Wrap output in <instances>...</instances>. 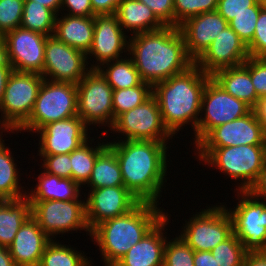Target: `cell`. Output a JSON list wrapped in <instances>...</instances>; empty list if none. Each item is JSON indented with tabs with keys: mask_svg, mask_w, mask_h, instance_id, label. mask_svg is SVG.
<instances>
[{
	"mask_svg": "<svg viewBox=\"0 0 266 266\" xmlns=\"http://www.w3.org/2000/svg\"><path fill=\"white\" fill-rule=\"evenodd\" d=\"M211 78L194 63L186 71L152 86L163 124L174 137L185 124L191 123L195 134L203 91Z\"/></svg>",
	"mask_w": 266,
	"mask_h": 266,
	"instance_id": "3957f363",
	"label": "cell"
},
{
	"mask_svg": "<svg viewBox=\"0 0 266 266\" xmlns=\"http://www.w3.org/2000/svg\"><path fill=\"white\" fill-rule=\"evenodd\" d=\"M151 95L152 86L146 82L131 88L113 90L114 121L120 114L141 105Z\"/></svg>",
	"mask_w": 266,
	"mask_h": 266,
	"instance_id": "e575fe53",
	"label": "cell"
},
{
	"mask_svg": "<svg viewBox=\"0 0 266 266\" xmlns=\"http://www.w3.org/2000/svg\"><path fill=\"white\" fill-rule=\"evenodd\" d=\"M236 193V206L232 209L227 207L233 222V233L247 253L266 251V202L249 191Z\"/></svg>",
	"mask_w": 266,
	"mask_h": 266,
	"instance_id": "30bf717a",
	"label": "cell"
},
{
	"mask_svg": "<svg viewBox=\"0 0 266 266\" xmlns=\"http://www.w3.org/2000/svg\"><path fill=\"white\" fill-rule=\"evenodd\" d=\"M211 253L219 266H243L247 254L234 233L213 248Z\"/></svg>",
	"mask_w": 266,
	"mask_h": 266,
	"instance_id": "d590c367",
	"label": "cell"
},
{
	"mask_svg": "<svg viewBox=\"0 0 266 266\" xmlns=\"http://www.w3.org/2000/svg\"><path fill=\"white\" fill-rule=\"evenodd\" d=\"M167 144L123 139L108 143L117 157L124 186L141 202L160 204L158 199L167 181Z\"/></svg>",
	"mask_w": 266,
	"mask_h": 266,
	"instance_id": "6da1fadb",
	"label": "cell"
},
{
	"mask_svg": "<svg viewBox=\"0 0 266 266\" xmlns=\"http://www.w3.org/2000/svg\"><path fill=\"white\" fill-rule=\"evenodd\" d=\"M12 72L13 68L11 66H0V103L3 99L8 78Z\"/></svg>",
	"mask_w": 266,
	"mask_h": 266,
	"instance_id": "816d5d0a",
	"label": "cell"
},
{
	"mask_svg": "<svg viewBox=\"0 0 266 266\" xmlns=\"http://www.w3.org/2000/svg\"><path fill=\"white\" fill-rule=\"evenodd\" d=\"M200 161H204L205 166L218 168L230 179L240 181L236 191H248L266 162V145L212 147Z\"/></svg>",
	"mask_w": 266,
	"mask_h": 266,
	"instance_id": "5b68a950",
	"label": "cell"
},
{
	"mask_svg": "<svg viewBox=\"0 0 266 266\" xmlns=\"http://www.w3.org/2000/svg\"><path fill=\"white\" fill-rule=\"evenodd\" d=\"M3 38L13 71L43 74L46 35L17 27Z\"/></svg>",
	"mask_w": 266,
	"mask_h": 266,
	"instance_id": "2e32d148",
	"label": "cell"
},
{
	"mask_svg": "<svg viewBox=\"0 0 266 266\" xmlns=\"http://www.w3.org/2000/svg\"><path fill=\"white\" fill-rule=\"evenodd\" d=\"M77 116V84L44 79L29 119L17 130L37 133L48 123Z\"/></svg>",
	"mask_w": 266,
	"mask_h": 266,
	"instance_id": "52a82bcc",
	"label": "cell"
},
{
	"mask_svg": "<svg viewBox=\"0 0 266 266\" xmlns=\"http://www.w3.org/2000/svg\"><path fill=\"white\" fill-rule=\"evenodd\" d=\"M249 57L246 44L228 26L194 63L212 76L217 70L242 65Z\"/></svg>",
	"mask_w": 266,
	"mask_h": 266,
	"instance_id": "ffe728a7",
	"label": "cell"
},
{
	"mask_svg": "<svg viewBox=\"0 0 266 266\" xmlns=\"http://www.w3.org/2000/svg\"><path fill=\"white\" fill-rule=\"evenodd\" d=\"M243 65L249 70L257 95L266 97V58L249 57Z\"/></svg>",
	"mask_w": 266,
	"mask_h": 266,
	"instance_id": "7bdbcfd3",
	"label": "cell"
},
{
	"mask_svg": "<svg viewBox=\"0 0 266 266\" xmlns=\"http://www.w3.org/2000/svg\"><path fill=\"white\" fill-rule=\"evenodd\" d=\"M52 239L29 217L8 247L15 266H39L45 247Z\"/></svg>",
	"mask_w": 266,
	"mask_h": 266,
	"instance_id": "603a6c76",
	"label": "cell"
},
{
	"mask_svg": "<svg viewBox=\"0 0 266 266\" xmlns=\"http://www.w3.org/2000/svg\"><path fill=\"white\" fill-rule=\"evenodd\" d=\"M53 35L70 47L87 55L94 36V17L64 15L56 17Z\"/></svg>",
	"mask_w": 266,
	"mask_h": 266,
	"instance_id": "cb8c5ba5",
	"label": "cell"
},
{
	"mask_svg": "<svg viewBox=\"0 0 266 266\" xmlns=\"http://www.w3.org/2000/svg\"><path fill=\"white\" fill-rule=\"evenodd\" d=\"M165 215L157 204L140 202L128 213L95 226L90 237L99 246L103 265L114 266Z\"/></svg>",
	"mask_w": 266,
	"mask_h": 266,
	"instance_id": "277c9868",
	"label": "cell"
},
{
	"mask_svg": "<svg viewBox=\"0 0 266 266\" xmlns=\"http://www.w3.org/2000/svg\"><path fill=\"white\" fill-rule=\"evenodd\" d=\"M25 0H0V36L20 27Z\"/></svg>",
	"mask_w": 266,
	"mask_h": 266,
	"instance_id": "ab89813d",
	"label": "cell"
},
{
	"mask_svg": "<svg viewBox=\"0 0 266 266\" xmlns=\"http://www.w3.org/2000/svg\"><path fill=\"white\" fill-rule=\"evenodd\" d=\"M122 0H91L94 15H114Z\"/></svg>",
	"mask_w": 266,
	"mask_h": 266,
	"instance_id": "7dc6e473",
	"label": "cell"
},
{
	"mask_svg": "<svg viewBox=\"0 0 266 266\" xmlns=\"http://www.w3.org/2000/svg\"><path fill=\"white\" fill-rule=\"evenodd\" d=\"M85 197L86 220L90 230L101 222L124 215L141 201L125 186L90 189Z\"/></svg>",
	"mask_w": 266,
	"mask_h": 266,
	"instance_id": "e0dca14e",
	"label": "cell"
},
{
	"mask_svg": "<svg viewBox=\"0 0 266 266\" xmlns=\"http://www.w3.org/2000/svg\"><path fill=\"white\" fill-rule=\"evenodd\" d=\"M89 128L78 117L48 123L37 131L40 136L38 155L68 154L89 138Z\"/></svg>",
	"mask_w": 266,
	"mask_h": 266,
	"instance_id": "ac0fdd59",
	"label": "cell"
},
{
	"mask_svg": "<svg viewBox=\"0 0 266 266\" xmlns=\"http://www.w3.org/2000/svg\"><path fill=\"white\" fill-rule=\"evenodd\" d=\"M228 26V22L215 10L188 18L178 27L187 54L195 62Z\"/></svg>",
	"mask_w": 266,
	"mask_h": 266,
	"instance_id": "44dd1931",
	"label": "cell"
},
{
	"mask_svg": "<svg viewBox=\"0 0 266 266\" xmlns=\"http://www.w3.org/2000/svg\"><path fill=\"white\" fill-rule=\"evenodd\" d=\"M266 145L263 124L252 109L245 116L211 129L196 145L200 160L212 147Z\"/></svg>",
	"mask_w": 266,
	"mask_h": 266,
	"instance_id": "5bb4252c",
	"label": "cell"
},
{
	"mask_svg": "<svg viewBox=\"0 0 266 266\" xmlns=\"http://www.w3.org/2000/svg\"><path fill=\"white\" fill-rule=\"evenodd\" d=\"M110 130L125 136L124 140L168 143L173 137L163 124L159 105L153 95L141 105L120 114Z\"/></svg>",
	"mask_w": 266,
	"mask_h": 266,
	"instance_id": "4fadbf2b",
	"label": "cell"
},
{
	"mask_svg": "<svg viewBox=\"0 0 266 266\" xmlns=\"http://www.w3.org/2000/svg\"><path fill=\"white\" fill-rule=\"evenodd\" d=\"M263 139L264 143L266 144V122L263 124Z\"/></svg>",
	"mask_w": 266,
	"mask_h": 266,
	"instance_id": "6f0895ef",
	"label": "cell"
},
{
	"mask_svg": "<svg viewBox=\"0 0 266 266\" xmlns=\"http://www.w3.org/2000/svg\"><path fill=\"white\" fill-rule=\"evenodd\" d=\"M128 53L143 82L151 86L186 71L194 64L179 27L165 26L131 35Z\"/></svg>",
	"mask_w": 266,
	"mask_h": 266,
	"instance_id": "7a4b0ae2",
	"label": "cell"
},
{
	"mask_svg": "<svg viewBox=\"0 0 266 266\" xmlns=\"http://www.w3.org/2000/svg\"><path fill=\"white\" fill-rule=\"evenodd\" d=\"M30 203L31 217L52 240H56L58 234L75 230H84L91 235L86 220L85 200H46Z\"/></svg>",
	"mask_w": 266,
	"mask_h": 266,
	"instance_id": "7c38bea8",
	"label": "cell"
},
{
	"mask_svg": "<svg viewBox=\"0 0 266 266\" xmlns=\"http://www.w3.org/2000/svg\"><path fill=\"white\" fill-rule=\"evenodd\" d=\"M87 185L90 189L124 186L117 157L108 145L98 154Z\"/></svg>",
	"mask_w": 266,
	"mask_h": 266,
	"instance_id": "f546056e",
	"label": "cell"
},
{
	"mask_svg": "<svg viewBox=\"0 0 266 266\" xmlns=\"http://www.w3.org/2000/svg\"><path fill=\"white\" fill-rule=\"evenodd\" d=\"M115 15L121 28L130 31L132 33L130 35L156 31L165 27L153 11L139 0H122Z\"/></svg>",
	"mask_w": 266,
	"mask_h": 266,
	"instance_id": "d4e9b609",
	"label": "cell"
},
{
	"mask_svg": "<svg viewBox=\"0 0 266 266\" xmlns=\"http://www.w3.org/2000/svg\"><path fill=\"white\" fill-rule=\"evenodd\" d=\"M243 266H266V251L247 253Z\"/></svg>",
	"mask_w": 266,
	"mask_h": 266,
	"instance_id": "f907efd6",
	"label": "cell"
},
{
	"mask_svg": "<svg viewBox=\"0 0 266 266\" xmlns=\"http://www.w3.org/2000/svg\"><path fill=\"white\" fill-rule=\"evenodd\" d=\"M169 220L167 212L114 266H163L167 242V234L165 236L164 232Z\"/></svg>",
	"mask_w": 266,
	"mask_h": 266,
	"instance_id": "7402d4cb",
	"label": "cell"
},
{
	"mask_svg": "<svg viewBox=\"0 0 266 266\" xmlns=\"http://www.w3.org/2000/svg\"><path fill=\"white\" fill-rule=\"evenodd\" d=\"M253 110L257 118L264 124L266 122V97L261 98Z\"/></svg>",
	"mask_w": 266,
	"mask_h": 266,
	"instance_id": "f5cc1de1",
	"label": "cell"
},
{
	"mask_svg": "<svg viewBox=\"0 0 266 266\" xmlns=\"http://www.w3.org/2000/svg\"><path fill=\"white\" fill-rule=\"evenodd\" d=\"M88 65L85 53L61 42L54 35L47 36L42 74L44 79L77 84L90 71Z\"/></svg>",
	"mask_w": 266,
	"mask_h": 266,
	"instance_id": "9a60e30c",
	"label": "cell"
},
{
	"mask_svg": "<svg viewBox=\"0 0 266 266\" xmlns=\"http://www.w3.org/2000/svg\"><path fill=\"white\" fill-rule=\"evenodd\" d=\"M146 4L165 26H174L173 0H139Z\"/></svg>",
	"mask_w": 266,
	"mask_h": 266,
	"instance_id": "f6af8a7d",
	"label": "cell"
},
{
	"mask_svg": "<svg viewBox=\"0 0 266 266\" xmlns=\"http://www.w3.org/2000/svg\"><path fill=\"white\" fill-rule=\"evenodd\" d=\"M113 88L97 69L90 71L77 83V116L90 125H105L109 129L114 124ZM101 124V126H100Z\"/></svg>",
	"mask_w": 266,
	"mask_h": 266,
	"instance_id": "ba28073f",
	"label": "cell"
},
{
	"mask_svg": "<svg viewBox=\"0 0 266 266\" xmlns=\"http://www.w3.org/2000/svg\"><path fill=\"white\" fill-rule=\"evenodd\" d=\"M248 53L253 58H266V8L258 16L252 41L247 45Z\"/></svg>",
	"mask_w": 266,
	"mask_h": 266,
	"instance_id": "b9f144b4",
	"label": "cell"
},
{
	"mask_svg": "<svg viewBox=\"0 0 266 266\" xmlns=\"http://www.w3.org/2000/svg\"><path fill=\"white\" fill-rule=\"evenodd\" d=\"M3 132L0 133V196L4 200H17L26 197L25 187L21 186L20 174L15 158L11 155L9 146H5L2 139ZM19 174V175H18ZM25 190V191H24Z\"/></svg>",
	"mask_w": 266,
	"mask_h": 266,
	"instance_id": "f1b7e54d",
	"label": "cell"
},
{
	"mask_svg": "<svg viewBox=\"0 0 266 266\" xmlns=\"http://www.w3.org/2000/svg\"><path fill=\"white\" fill-rule=\"evenodd\" d=\"M254 197L266 201V162L257 181L248 190Z\"/></svg>",
	"mask_w": 266,
	"mask_h": 266,
	"instance_id": "c3c4849f",
	"label": "cell"
},
{
	"mask_svg": "<svg viewBox=\"0 0 266 266\" xmlns=\"http://www.w3.org/2000/svg\"><path fill=\"white\" fill-rule=\"evenodd\" d=\"M174 27H178L188 18L204 12L215 11L218 0H173Z\"/></svg>",
	"mask_w": 266,
	"mask_h": 266,
	"instance_id": "f35d334b",
	"label": "cell"
},
{
	"mask_svg": "<svg viewBox=\"0 0 266 266\" xmlns=\"http://www.w3.org/2000/svg\"><path fill=\"white\" fill-rule=\"evenodd\" d=\"M3 201H4V199L0 196V203L3 202Z\"/></svg>",
	"mask_w": 266,
	"mask_h": 266,
	"instance_id": "91938a15",
	"label": "cell"
},
{
	"mask_svg": "<svg viewBox=\"0 0 266 266\" xmlns=\"http://www.w3.org/2000/svg\"><path fill=\"white\" fill-rule=\"evenodd\" d=\"M35 189H28L26 198L29 201H70L81 199V187L72 179L61 178L47 172H40ZM29 190H31L29 192ZM80 197V198H79ZM79 198V199H78Z\"/></svg>",
	"mask_w": 266,
	"mask_h": 266,
	"instance_id": "484cf974",
	"label": "cell"
},
{
	"mask_svg": "<svg viewBox=\"0 0 266 266\" xmlns=\"http://www.w3.org/2000/svg\"><path fill=\"white\" fill-rule=\"evenodd\" d=\"M194 250L176 235L170 241L167 239L164 249L163 266H194Z\"/></svg>",
	"mask_w": 266,
	"mask_h": 266,
	"instance_id": "74e56055",
	"label": "cell"
},
{
	"mask_svg": "<svg viewBox=\"0 0 266 266\" xmlns=\"http://www.w3.org/2000/svg\"><path fill=\"white\" fill-rule=\"evenodd\" d=\"M186 220L181 238L194 251H211L233 233L232 218L225 204L206 206Z\"/></svg>",
	"mask_w": 266,
	"mask_h": 266,
	"instance_id": "9c48e42d",
	"label": "cell"
},
{
	"mask_svg": "<svg viewBox=\"0 0 266 266\" xmlns=\"http://www.w3.org/2000/svg\"><path fill=\"white\" fill-rule=\"evenodd\" d=\"M194 266H219L211 251H194Z\"/></svg>",
	"mask_w": 266,
	"mask_h": 266,
	"instance_id": "681fc988",
	"label": "cell"
},
{
	"mask_svg": "<svg viewBox=\"0 0 266 266\" xmlns=\"http://www.w3.org/2000/svg\"><path fill=\"white\" fill-rule=\"evenodd\" d=\"M89 143L90 140L88 139L70 153L72 180L80 187H83V185L86 186L98 154L108 145V141L107 143L98 142V146H90Z\"/></svg>",
	"mask_w": 266,
	"mask_h": 266,
	"instance_id": "1f68e13d",
	"label": "cell"
},
{
	"mask_svg": "<svg viewBox=\"0 0 266 266\" xmlns=\"http://www.w3.org/2000/svg\"><path fill=\"white\" fill-rule=\"evenodd\" d=\"M96 69L113 90L131 88L143 82L131 57L105 62Z\"/></svg>",
	"mask_w": 266,
	"mask_h": 266,
	"instance_id": "4dcf8cb0",
	"label": "cell"
},
{
	"mask_svg": "<svg viewBox=\"0 0 266 266\" xmlns=\"http://www.w3.org/2000/svg\"><path fill=\"white\" fill-rule=\"evenodd\" d=\"M42 157L43 171L61 178L72 179L70 153L56 155H39ZM44 158V159H43Z\"/></svg>",
	"mask_w": 266,
	"mask_h": 266,
	"instance_id": "60d3db41",
	"label": "cell"
},
{
	"mask_svg": "<svg viewBox=\"0 0 266 266\" xmlns=\"http://www.w3.org/2000/svg\"><path fill=\"white\" fill-rule=\"evenodd\" d=\"M44 77L13 71L0 103V130L15 133L29 119Z\"/></svg>",
	"mask_w": 266,
	"mask_h": 266,
	"instance_id": "8992f818",
	"label": "cell"
},
{
	"mask_svg": "<svg viewBox=\"0 0 266 266\" xmlns=\"http://www.w3.org/2000/svg\"><path fill=\"white\" fill-rule=\"evenodd\" d=\"M264 8L261 0L254 6H251V11L241 12L236 15L228 25L239 36V38L246 44L252 41L256 29V22L260 11Z\"/></svg>",
	"mask_w": 266,
	"mask_h": 266,
	"instance_id": "8d00e7d4",
	"label": "cell"
},
{
	"mask_svg": "<svg viewBox=\"0 0 266 266\" xmlns=\"http://www.w3.org/2000/svg\"><path fill=\"white\" fill-rule=\"evenodd\" d=\"M88 259L84 252L53 239L45 247L39 266H92Z\"/></svg>",
	"mask_w": 266,
	"mask_h": 266,
	"instance_id": "d6a6232c",
	"label": "cell"
},
{
	"mask_svg": "<svg viewBox=\"0 0 266 266\" xmlns=\"http://www.w3.org/2000/svg\"><path fill=\"white\" fill-rule=\"evenodd\" d=\"M251 110L248 104L227 93L211 78L203 91L200 117L193 136V144L196 145L211 129L241 118Z\"/></svg>",
	"mask_w": 266,
	"mask_h": 266,
	"instance_id": "8fae6325",
	"label": "cell"
},
{
	"mask_svg": "<svg viewBox=\"0 0 266 266\" xmlns=\"http://www.w3.org/2000/svg\"><path fill=\"white\" fill-rule=\"evenodd\" d=\"M31 217V203L24 197L0 203V246L9 247L23 223Z\"/></svg>",
	"mask_w": 266,
	"mask_h": 266,
	"instance_id": "83f0119b",
	"label": "cell"
},
{
	"mask_svg": "<svg viewBox=\"0 0 266 266\" xmlns=\"http://www.w3.org/2000/svg\"><path fill=\"white\" fill-rule=\"evenodd\" d=\"M259 0H218L216 11L227 21H231L241 12L251 11Z\"/></svg>",
	"mask_w": 266,
	"mask_h": 266,
	"instance_id": "ee69618b",
	"label": "cell"
},
{
	"mask_svg": "<svg viewBox=\"0 0 266 266\" xmlns=\"http://www.w3.org/2000/svg\"><path fill=\"white\" fill-rule=\"evenodd\" d=\"M0 66H11L7 60L6 44L3 36H0Z\"/></svg>",
	"mask_w": 266,
	"mask_h": 266,
	"instance_id": "9f6ffc18",
	"label": "cell"
},
{
	"mask_svg": "<svg viewBox=\"0 0 266 266\" xmlns=\"http://www.w3.org/2000/svg\"><path fill=\"white\" fill-rule=\"evenodd\" d=\"M127 38L129 39L115 14L95 15L94 36L87 60L94 56L96 61L93 60L95 64L93 63L90 68L96 69L105 62L122 58V53H127L129 48Z\"/></svg>",
	"mask_w": 266,
	"mask_h": 266,
	"instance_id": "d6986e66",
	"label": "cell"
},
{
	"mask_svg": "<svg viewBox=\"0 0 266 266\" xmlns=\"http://www.w3.org/2000/svg\"><path fill=\"white\" fill-rule=\"evenodd\" d=\"M0 266H15L7 247L0 246Z\"/></svg>",
	"mask_w": 266,
	"mask_h": 266,
	"instance_id": "11a10c76",
	"label": "cell"
},
{
	"mask_svg": "<svg viewBox=\"0 0 266 266\" xmlns=\"http://www.w3.org/2000/svg\"><path fill=\"white\" fill-rule=\"evenodd\" d=\"M211 77L227 93L243 100L252 109L261 99L252 84L249 70L243 64L217 70Z\"/></svg>",
	"mask_w": 266,
	"mask_h": 266,
	"instance_id": "4316f807",
	"label": "cell"
},
{
	"mask_svg": "<svg viewBox=\"0 0 266 266\" xmlns=\"http://www.w3.org/2000/svg\"><path fill=\"white\" fill-rule=\"evenodd\" d=\"M25 1H35L39 5L42 4L43 6L53 10L58 16L60 15L59 11L61 9L62 0H25Z\"/></svg>",
	"mask_w": 266,
	"mask_h": 266,
	"instance_id": "db71d44e",
	"label": "cell"
},
{
	"mask_svg": "<svg viewBox=\"0 0 266 266\" xmlns=\"http://www.w3.org/2000/svg\"><path fill=\"white\" fill-rule=\"evenodd\" d=\"M262 5L266 8V0H261Z\"/></svg>",
	"mask_w": 266,
	"mask_h": 266,
	"instance_id": "680465c9",
	"label": "cell"
},
{
	"mask_svg": "<svg viewBox=\"0 0 266 266\" xmlns=\"http://www.w3.org/2000/svg\"><path fill=\"white\" fill-rule=\"evenodd\" d=\"M57 14L35 1H24L20 27L51 36L54 33Z\"/></svg>",
	"mask_w": 266,
	"mask_h": 266,
	"instance_id": "836d02e7",
	"label": "cell"
},
{
	"mask_svg": "<svg viewBox=\"0 0 266 266\" xmlns=\"http://www.w3.org/2000/svg\"><path fill=\"white\" fill-rule=\"evenodd\" d=\"M64 10L68 11L66 15L70 16H79V17L95 16L93 14L91 0H62L60 11Z\"/></svg>",
	"mask_w": 266,
	"mask_h": 266,
	"instance_id": "bcb514c9",
	"label": "cell"
}]
</instances>
